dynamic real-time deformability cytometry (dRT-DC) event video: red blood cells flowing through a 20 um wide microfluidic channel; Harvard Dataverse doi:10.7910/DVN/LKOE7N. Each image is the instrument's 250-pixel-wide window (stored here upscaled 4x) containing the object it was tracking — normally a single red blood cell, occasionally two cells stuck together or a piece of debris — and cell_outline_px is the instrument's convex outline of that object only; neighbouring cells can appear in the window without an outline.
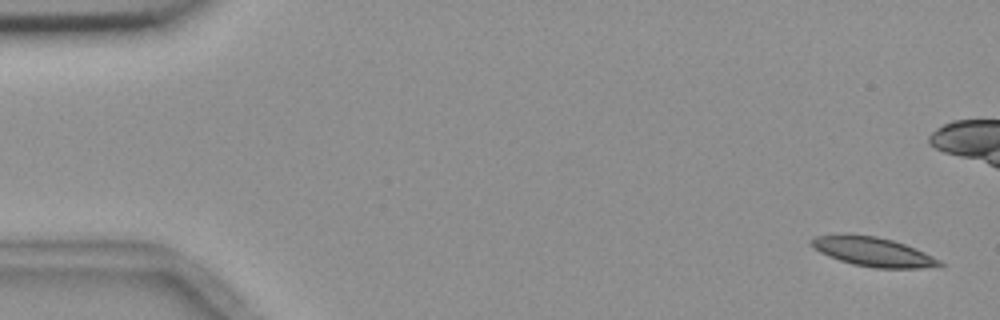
{"species": "common noctule bat (a hibernating species)", "species_latin": "Nyctalus noctula", "temperature_condition": "room temperature", "stored_images_in_passage": 5, "segment_of_instrument_passage": [2, 2], "camera_frame_rate_fps": 3000, "um_per_image_px": 0.085, "animal": {"sex": "female", "body_mass_g": 18.4}, "frame": {"image": 1, "passage_image": 5, "time_ms": 4.667, "image_size_px": [1000, 320], "cell_outline_px": [[944, 264], [920, 268], [876, 268], [852, 264], [828, 256], [820, 252], [808, 244], [808, 240], [816, 236], [844, 232], [848, 232], [876, 236], [892, 240], [904, 244], [924, 252], [940, 260]], "centroid_in_image_um": [74.1, 21.36], "position_along_channel_um": 10.9, "area_um2": 22.08}}